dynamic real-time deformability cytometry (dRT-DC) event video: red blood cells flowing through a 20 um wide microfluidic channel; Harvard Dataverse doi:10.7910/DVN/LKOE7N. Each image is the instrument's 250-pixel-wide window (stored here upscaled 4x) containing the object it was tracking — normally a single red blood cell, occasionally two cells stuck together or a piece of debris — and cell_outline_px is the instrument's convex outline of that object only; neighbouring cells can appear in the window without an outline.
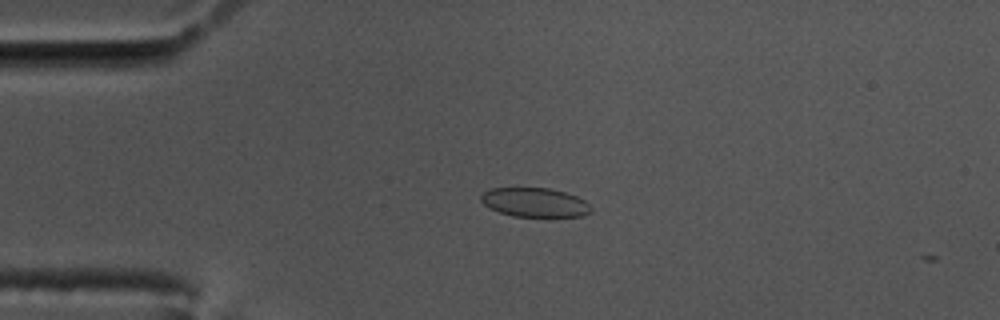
{"species": "common noctule bat (a hibernating species)", "species_latin": "Nyctalus noctula", "temperature_condition": "cold", "stored_images_in_passage": 3, "camera_frame_rate_fps": 3000, "um_per_image_px": 0.085, "animal": {"sex": "male", "body_mass_g": 17.5, "forearm_length_mm": 52.3}, "frame": {"image": 1, "passage_image": 1, "time_ms": 0.0, "image_size_px": [1000, 320], "cell_outline_px": [[592, 212], [584, 216], [512, 216], [488, 208], [480, 200], [480, 196], [488, 188], [548, 188], [564, 192], [576, 196], [584, 200], [592, 208]], "centroid_in_image_um": [45.44, 17.2], "position_along_channel_um": 39.6, "area_um2": 18.67}}